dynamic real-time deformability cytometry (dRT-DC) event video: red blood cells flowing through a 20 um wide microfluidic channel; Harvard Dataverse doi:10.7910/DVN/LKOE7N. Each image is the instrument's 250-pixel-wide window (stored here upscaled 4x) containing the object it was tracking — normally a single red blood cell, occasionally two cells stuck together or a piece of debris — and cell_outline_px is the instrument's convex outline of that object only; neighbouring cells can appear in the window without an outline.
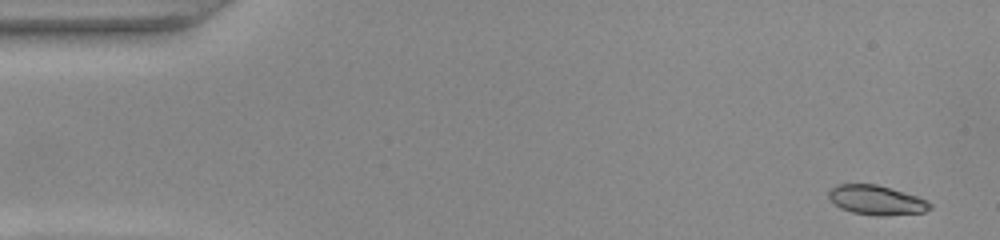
{"species": "common noctule bat (a hibernating species)", "species_latin": "Nyctalus noctula", "temperature_condition": "warm", "stored_images_in_passage": 52, "camera_frame_rate_fps": 3000, "um_per_image_px": 0.085, "animal": {"sex": "female", "body_mass_g": 22.0, "forearm_length_mm": 56.7}, "frame": {"image": 1, "passage_image": 2, "time_ms": 0.333, "image_size_px": [1000, 240], "cell_outline_px": [[932, 208], [924, 212], [884, 216], [876, 216], [852, 212], [840, 208], [828, 196], [828, 192], [836, 184], [876, 184], [916, 196], [932, 204]], "centroid_in_image_um": [74.49, 17.02], "position_along_channel_um": 10.5, "area_um2": 17.22}}
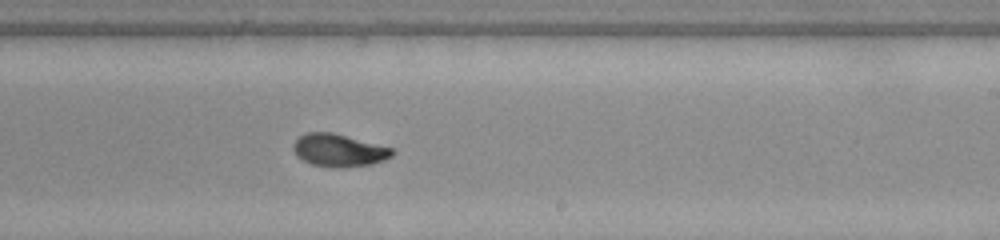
{"frame": {"image": 2, "passage_image": 31, "time_ms": 10.0, "image_size_px": [1000, 240], "cell_outline_px": [[396, 152], [392, 156], [384, 160], [372, 164], [340, 168], [312, 164], [296, 156], [292, 148], [292, 144], [300, 136], [308, 132], [332, 132], [392, 148]], "centroid_in_image_um": [28.8, 12.78], "position_along_channel_um": 260.2, "area_um2": 18.73}}
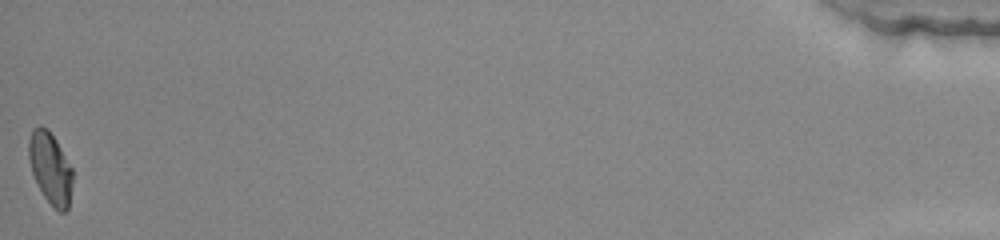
{"frame": {"image": 3, "passage_image": 52, "time_ms": 17.0, "image_size_px": [1000, 240], "cell_outline_px": [[72, 184], [68, 208], [64, 212], [60, 212], [52, 208], [44, 196], [32, 172], [28, 156], [28, 140], [32, 128], [40, 124], [48, 128], [56, 140], [72, 168]], "centroid_in_image_um": [4.27, 14.26], "position_along_channel_um": 430.9, "area_um2": 18.38}, "authors_computed_cell_mechanics": {"area_um2": 18.5538, "velocity_mm_per_s": 3.9027, "shape_relaxation_time_tau1_ms": 8.8559, "shape_relaxation_time_tau2_ms": 1.199, "deformation_change_tau1": 0.2661, "deformation_change_tau2": 0.0469}}